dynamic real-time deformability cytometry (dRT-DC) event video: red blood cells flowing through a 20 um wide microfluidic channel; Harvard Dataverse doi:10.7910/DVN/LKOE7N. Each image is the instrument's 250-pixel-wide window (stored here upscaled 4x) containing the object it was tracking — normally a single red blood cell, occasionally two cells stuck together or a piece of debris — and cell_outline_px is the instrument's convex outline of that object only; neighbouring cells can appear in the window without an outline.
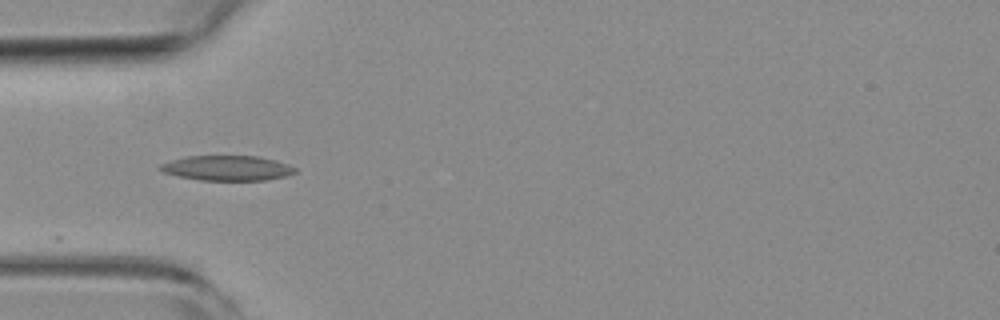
{"species": "common noctule bat (a hibernating species)", "species_latin": "Nyctalus noctula", "temperature_condition": "room temperature", "stored_images_in_passage": 38, "camera_frame_rate_fps": 3000, "um_per_image_px": 0.085, "animal": {"sex": "female", "body_mass_g": 19.3, "forearm_length_mm": 54.1}, "frame": {"image": 1, "passage_image": 1, "time_ms": 0.0, "image_size_px": [1000, 320], "cell_outline_px": [[296, 172], [284, 176], [264, 180], [200, 180], [160, 172], [156, 168], [160, 164], [172, 160], [188, 156], [256, 156], [276, 160], [288, 164], [296, 168]], "centroid_in_image_um": [19.27, 14.28], "position_along_channel_um": 65.7, "area_um2": 19.59}}
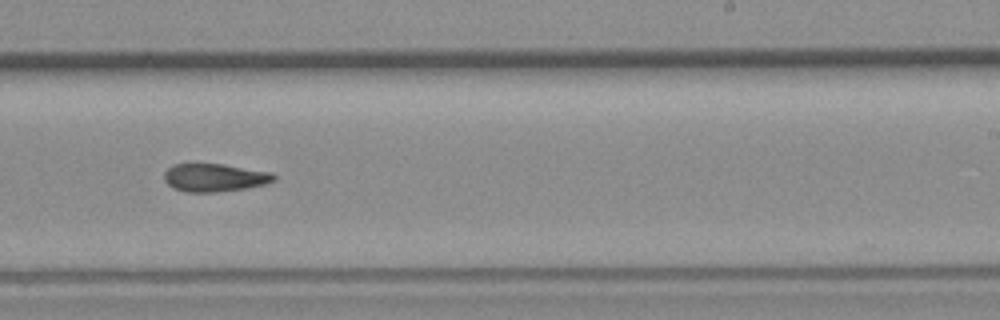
{"frame": {"image": 2, "passage_image": 17, "time_ms": 5.333, "image_size_px": [1000, 320], "cell_outline_px": [[276, 180], [268, 184], [244, 188], [212, 192], [184, 192], [172, 188], [164, 180], [164, 172], [172, 164], [224, 164], [272, 172], [276, 176]], "centroid_in_image_um": [18.25, 15.09], "position_along_channel_um": 270.8, "area_um2": 18.03}}
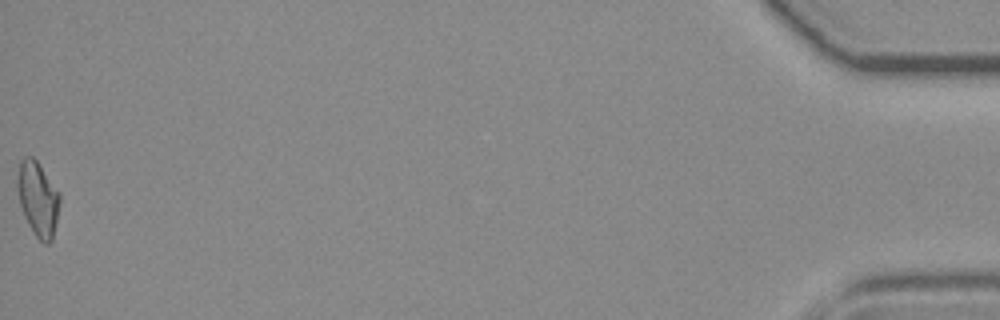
{"frame": {"image": 3, "passage_image": 38, "time_ms": 12.333, "image_size_px": [1000, 320], "cell_outline_px": [[60, 200], [56, 224], [52, 240], [48, 244], [44, 244], [36, 236], [28, 224], [24, 216], [20, 204], [16, 188], [16, 184], [20, 160], [24, 156], [32, 156], [36, 160], [60, 192]], "centroid_in_image_um": [3.22, 16.89], "position_along_channel_um": 432.0, "area_um2": 18.5}, "authors_computed_cell_mechanics": {"area_um2": 17.9758, "velocity_mm_per_s": 3.8354, "shape_relaxation_time_tau1_ms": null, "shape_relaxation_time_tau2_ms": 10.0385, "deformation_change_tau1": null, "deformation_change_tau2": 0.209}}